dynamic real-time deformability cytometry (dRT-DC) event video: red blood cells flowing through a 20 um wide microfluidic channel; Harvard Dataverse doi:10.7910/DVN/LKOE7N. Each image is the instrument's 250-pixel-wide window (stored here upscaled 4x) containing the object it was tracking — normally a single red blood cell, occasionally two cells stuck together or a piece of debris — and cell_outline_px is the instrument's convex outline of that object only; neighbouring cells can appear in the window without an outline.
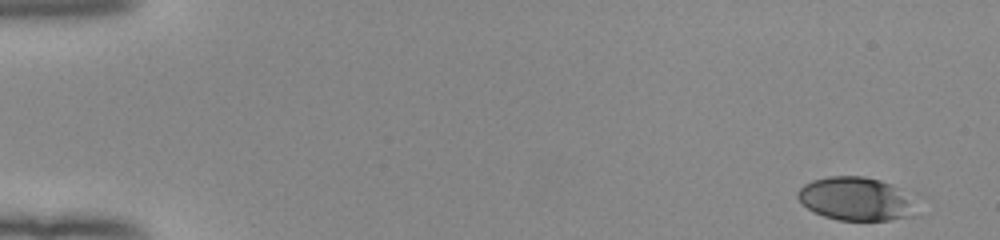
{"species": "human", "species_latin": "Homo sapiens", "temperature_condition": "room temperature", "stored_images_in_passage": 51, "camera_frame_rate_fps": 3000, "um_per_image_px": 0.085, "donor": {"sex": "female"}, "frame": {"image": 1, "passage_image": 1, "time_ms": 0.0, "image_size_px": [1000, 240], "cell_outline_px": [[912, 216], [888, 220], [836, 220], [824, 216], [808, 208], [796, 196], [796, 192], [804, 184], [812, 180], [828, 176], [864, 176], [880, 180], [892, 184], [896, 188], [904, 200]], "centroid_in_image_um": [72.55, 16.89], "position_along_channel_um": 12.5, "area_um2": 28.67}}
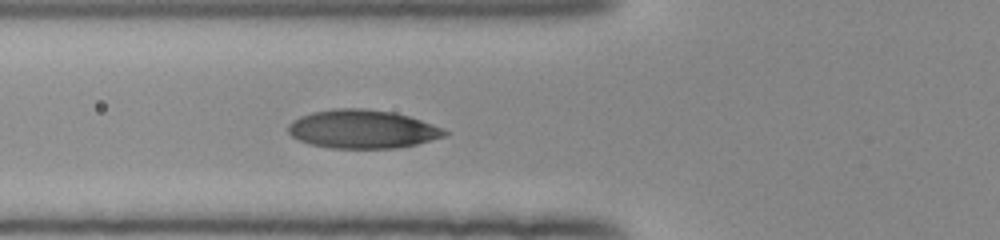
{"frame": {"image": 2, "passage_image": 19, "time_ms": 6.0, "image_size_px": [1000, 240], "cell_outline_px": [[448, 136], [416, 144], [396, 148], [332, 148], [312, 144], [300, 140], [292, 136], [288, 132], [288, 124], [292, 120], [300, 116], [312, 112], [332, 108], [364, 108], [392, 112], [408, 116], [420, 120], [440, 128], [448, 132]], "centroid_in_image_um": [30.78, 10.97], "position_along_channel_um": 95.0, "area_um2": 34.97}}
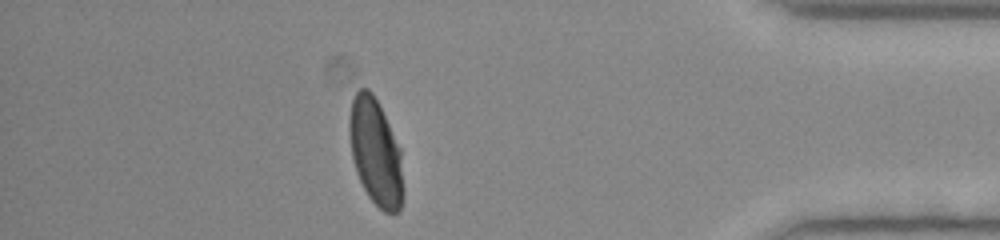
{"frame": {"image": 3, "passage_image": 45, "time_ms": 14.667, "image_size_px": [1000, 240], "cell_outline_px": [[404, 196], [400, 212], [384, 212], [368, 196], [356, 172], [352, 156], [348, 128], [348, 124], [352, 100], [356, 92], [360, 88], [368, 88], [372, 92], [400, 148], [404, 192]], "centroid_in_image_um": [31.93, 12.97], "position_along_channel_um": 403.3, "area_um2": 33.29}, "authors_computed_cell_mechanics": {"area_um2": 33.7552, "velocity_mm_per_s": 3.9783, "shape_relaxation_time_tau1_ms": 3.8831, "shape_relaxation_time_tau2_ms": null, "deformation_change_tau1": 0.1848, "deformation_change_tau2": null}}